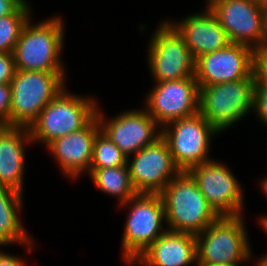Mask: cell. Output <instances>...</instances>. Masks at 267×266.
Instances as JSON below:
<instances>
[{"mask_svg":"<svg viewBox=\"0 0 267 266\" xmlns=\"http://www.w3.org/2000/svg\"><path fill=\"white\" fill-rule=\"evenodd\" d=\"M264 48H267V6L264 9Z\"/></svg>","mask_w":267,"mask_h":266,"instance_id":"cell-30","label":"cell"},{"mask_svg":"<svg viewBox=\"0 0 267 266\" xmlns=\"http://www.w3.org/2000/svg\"><path fill=\"white\" fill-rule=\"evenodd\" d=\"M15 72L13 52L0 53V84H10Z\"/></svg>","mask_w":267,"mask_h":266,"instance_id":"cell-26","label":"cell"},{"mask_svg":"<svg viewBox=\"0 0 267 266\" xmlns=\"http://www.w3.org/2000/svg\"><path fill=\"white\" fill-rule=\"evenodd\" d=\"M251 47L231 42L217 51L195 59V79L199 88L248 78L253 74Z\"/></svg>","mask_w":267,"mask_h":266,"instance_id":"cell-15","label":"cell"},{"mask_svg":"<svg viewBox=\"0 0 267 266\" xmlns=\"http://www.w3.org/2000/svg\"><path fill=\"white\" fill-rule=\"evenodd\" d=\"M0 266H26V264L25 261L17 255L13 256L8 252L1 251L0 249Z\"/></svg>","mask_w":267,"mask_h":266,"instance_id":"cell-28","label":"cell"},{"mask_svg":"<svg viewBox=\"0 0 267 266\" xmlns=\"http://www.w3.org/2000/svg\"><path fill=\"white\" fill-rule=\"evenodd\" d=\"M230 42L264 48V9L254 0H207Z\"/></svg>","mask_w":267,"mask_h":266,"instance_id":"cell-11","label":"cell"},{"mask_svg":"<svg viewBox=\"0 0 267 266\" xmlns=\"http://www.w3.org/2000/svg\"><path fill=\"white\" fill-rule=\"evenodd\" d=\"M20 5L17 0H0V18L12 14Z\"/></svg>","mask_w":267,"mask_h":266,"instance_id":"cell-29","label":"cell"},{"mask_svg":"<svg viewBox=\"0 0 267 266\" xmlns=\"http://www.w3.org/2000/svg\"><path fill=\"white\" fill-rule=\"evenodd\" d=\"M253 112L267 127V87L254 86Z\"/></svg>","mask_w":267,"mask_h":266,"instance_id":"cell-25","label":"cell"},{"mask_svg":"<svg viewBox=\"0 0 267 266\" xmlns=\"http://www.w3.org/2000/svg\"><path fill=\"white\" fill-rule=\"evenodd\" d=\"M130 205V206H129ZM121 207L129 206L122 238V260L130 266L162 234L165 208L161 194L137 193ZM165 228V229H164ZM162 229V230H161Z\"/></svg>","mask_w":267,"mask_h":266,"instance_id":"cell-6","label":"cell"},{"mask_svg":"<svg viewBox=\"0 0 267 266\" xmlns=\"http://www.w3.org/2000/svg\"><path fill=\"white\" fill-rule=\"evenodd\" d=\"M210 266H230V265L219 264V265H210Z\"/></svg>","mask_w":267,"mask_h":266,"instance_id":"cell-36","label":"cell"},{"mask_svg":"<svg viewBox=\"0 0 267 266\" xmlns=\"http://www.w3.org/2000/svg\"><path fill=\"white\" fill-rule=\"evenodd\" d=\"M260 182H261L260 185L262 188V192L265 194V196L267 198V175Z\"/></svg>","mask_w":267,"mask_h":266,"instance_id":"cell-33","label":"cell"},{"mask_svg":"<svg viewBox=\"0 0 267 266\" xmlns=\"http://www.w3.org/2000/svg\"><path fill=\"white\" fill-rule=\"evenodd\" d=\"M23 194L6 186H0V247L25 244L32 251L31 235L22 226L20 219ZM19 215V216H18Z\"/></svg>","mask_w":267,"mask_h":266,"instance_id":"cell-20","label":"cell"},{"mask_svg":"<svg viewBox=\"0 0 267 266\" xmlns=\"http://www.w3.org/2000/svg\"><path fill=\"white\" fill-rule=\"evenodd\" d=\"M30 5H20L12 14L0 18V53L13 52L23 27L31 17Z\"/></svg>","mask_w":267,"mask_h":266,"instance_id":"cell-22","label":"cell"},{"mask_svg":"<svg viewBox=\"0 0 267 266\" xmlns=\"http://www.w3.org/2000/svg\"><path fill=\"white\" fill-rule=\"evenodd\" d=\"M255 86L267 87V48L256 49L254 52Z\"/></svg>","mask_w":267,"mask_h":266,"instance_id":"cell-24","label":"cell"},{"mask_svg":"<svg viewBox=\"0 0 267 266\" xmlns=\"http://www.w3.org/2000/svg\"><path fill=\"white\" fill-rule=\"evenodd\" d=\"M205 7L203 13L186 16L179 22L174 23L169 20L181 34L194 59L231 43L217 16L207 5Z\"/></svg>","mask_w":267,"mask_h":266,"instance_id":"cell-17","label":"cell"},{"mask_svg":"<svg viewBox=\"0 0 267 266\" xmlns=\"http://www.w3.org/2000/svg\"><path fill=\"white\" fill-rule=\"evenodd\" d=\"M159 24L147 49L154 82L195 78V59L181 34L167 20Z\"/></svg>","mask_w":267,"mask_h":266,"instance_id":"cell-8","label":"cell"},{"mask_svg":"<svg viewBox=\"0 0 267 266\" xmlns=\"http://www.w3.org/2000/svg\"><path fill=\"white\" fill-rule=\"evenodd\" d=\"M243 215L220 216L196 235L197 266H241L251 257Z\"/></svg>","mask_w":267,"mask_h":266,"instance_id":"cell-3","label":"cell"},{"mask_svg":"<svg viewBox=\"0 0 267 266\" xmlns=\"http://www.w3.org/2000/svg\"><path fill=\"white\" fill-rule=\"evenodd\" d=\"M97 108L96 117L100 130L127 156L143 147L153 144L161 137V127L144 109L120 112L107 120L101 109ZM106 119V120H105Z\"/></svg>","mask_w":267,"mask_h":266,"instance_id":"cell-13","label":"cell"},{"mask_svg":"<svg viewBox=\"0 0 267 266\" xmlns=\"http://www.w3.org/2000/svg\"><path fill=\"white\" fill-rule=\"evenodd\" d=\"M195 262H197L196 235L167 230L133 264L188 266Z\"/></svg>","mask_w":267,"mask_h":266,"instance_id":"cell-19","label":"cell"},{"mask_svg":"<svg viewBox=\"0 0 267 266\" xmlns=\"http://www.w3.org/2000/svg\"><path fill=\"white\" fill-rule=\"evenodd\" d=\"M91 176L95 187L100 191L114 196L119 200V205L126 203L137 194L131 179L127 165L104 169H90L87 174Z\"/></svg>","mask_w":267,"mask_h":266,"instance_id":"cell-21","label":"cell"},{"mask_svg":"<svg viewBox=\"0 0 267 266\" xmlns=\"http://www.w3.org/2000/svg\"><path fill=\"white\" fill-rule=\"evenodd\" d=\"M147 94L145 108L161 128L199 113V85L195 78L156 82Z\"/></svg>","mask_w":267,"mask_h":266,"instance_id":"cell-12","label":"cell"},{"mask_svg":"<svg viewBox=\"0 0 267 266\" xmlns=\"http://www.w3.org/2000/svg\"><path fill=\"white\" fill-rule=\"evenodd\" d=\"M127 165V156L100 130L95 136L90 169Z\"/></svg>","mask_w":267,"mask_h":266,"instance_id":"cell-23","label":"cell"},{"mask_svg":"<svg viewBox=\"0 0 267 266\" xmlns=\"http://www.w3.org/2000/svg\"><path fill=\"white\" fill-rule=\"evenodd\" d=\"M259 219V223L262 226V228L264 229V231L267 233V214L263 216H261Z\"/></svg>","mask_w":267,"mask_h":266,"instance_id":"cell-31","label":"cell"},{"mask_svg":"<svg viewBox=\"0 0 267 266\" xmlns=\"http://www.w3.org/2000/svg\"><path fill=\"white\" fill-rule=\"evenodd\" d=\"M133 155L131 161L127 158V166L137 193L160 194L181 172L162 137Z\"/></svg>","mask_w":267,"mask_h":266,"instance_id":"cell-14","label":"cell"},{"mask_svg":"<svg viewBox=\"0 0 267 266\" xmlns=\"http://www.w3.org/2000/svg\"><path fill=\"white\" fill-rule=\"evenodd\" d=\"M96 103L95 98L72 94L65 87L29 127L32 142L47 146L54 139L85 127L96 116Z\"/></svg>","mask_w":267,"mask_h":266,"instance_id":"cell-5","label":"cell"},{"mask_svg":"<svg viewBox=\"0 0 267 266\" xmlns=\"http://www.w3.org/2000/svg\"><path fill=\"white\" fill-rule=\"evenodd\" d=\"M30 143L29 128L0 125V186L23 194L25 145Z\"/></svg>","mask_w":267,"mask_h":266,"instance_id":"cell-18","label":"cell"},{"mask_svg":"<svg viewBox=\"0 0 267 266\" xmlns=\"http://www.w3.org/2000/svg\"><path fill=\"white\" fill-rule=\"evenodd\" d=\"M256 3L266 7L267 6V0H254Z\"/></svg>","mask_w":267,"mask_h":266,"instance_id":"cell-34","label":"cell"},{"mask_svg":"<svg viewBox=\"0 0 267 266\" xmlns=\"http://www.w3.org/2000/svg\"><path fill=\"white\" fill-rule=\"evenodd\" d=\"M220 134L200 113L172 121L161 128L176 166L180 171L210 161L212 136Z\"/></svg>","mask_w":267,"mask_h":266,"instance_id":"cell-9","label":"cell"},{"mask_svg":"<svg viewBox=\"0 0 267 266\" xmlns=\"http://www.w3.org/2000/svg\"><path fill=\"white\" fill-rule=\"evenodd\" d=\"M99 131V122L95 116L85 127L56 138L46 146L62 174L76 179L90 172L93 145Z\"/></svg>","mask_w":267,"mask_h":266,"instance_id":"cell-16","label":"cell"},{"mask_svg":"<svg viewBox=\"0 0 267 266\" xmlns=\"http://www.w3.org/2000/svg\"><path fill=\"white\" fill-rule=\"evenodd\" d=\"M65 72L16 70L11 86L10 126L29 128L66 87Z\"/></svg>","mask_w":267,"mask_h":266,"instance_id":"cell-4","label":"cell"},{"mask_svg":"<svg viewBox=\"0 0 267 266\" xmlns=\"http://www.w3.org/2000/svg\"><path fill=\"white\" fill-rule=\"evenodd\" d=\"M255 76L199 88V113L225 132L253 112Z\"/></svg>","mask_w":267,"mask_h":266,"instance_id":"cell-7","label":"cell"},{"mask_svg":"<svg viewBox=\"0 0 267 266\" xmlns=\"http://www.w3.org/2000/svg\"><path fill=\"white\" fill-rule=\"evenodd\" d=\"M30 18L13 50L16 70L65 72L60 59L64 45V21L50 17L33 25Z\"/></svg>","mask_w":267,"mask_h":266,"instance_id":"cell-1","label":"cell"},{"mask_svg":"<svg viewBox=\"0 0 267 266\" xmlns=\"http://www.w3.org/2000/svg\"><path fill=\"white\" fill-rule=\"evenodd\" d=\"M160 194L167 230L197 235L220 217L187 171L176 175Z\"/></svg>","mask_w":267,"mask_h":266,"instance_id":"cell-2","label":"cell"},{"mask_svg":"<svg viewBox=\"0 0 267 266\" xmlns=\"http://www.w3.org/2000/svg\"><path fill=\"white\" fill-rule=\"evenodd\" d=\"M219 216H239L244 210L241 183L226 164L211 159L187 171Z\"/></svg>","mask_w":267,"mask_h":266,"instance_id":"cell-10","label":"cell"},{"mask_svg":"<svg viewBox=\"0 0 267 266\" xmlns=\"http://www.w3.org/2000/svg\"><path fill=\"white\" fill-rule=\"evenodd\" d=\"M21 5H30V3L28 2V0H17Z\"/></svg>","mask_w":267,"mask_h":266,"instance_id":"cell-35","label":"cell"},{"mask_svg":"<svg viewBox=\"0 0 267 266\" xmlns=\"http://www.w3.org/2000/svg\"><path fill=\"white\" fill-rule=\"evenodd\" d=\"M11 86L0 84V125L10 126Z\"/></svg>","mask_w":267,"mask_h":266,"instance_id":"cell-27","label":"cell"},{"mask_svg":"<svg viewBox=\"0 0 267 266\" xmlns=\"http://www.w3.org/2000/svg\"><path fill=\"white\" fill-rule=\"evenodd\" d=\"M261 258V259H260ZM257 261L256 266H267V253L262 255Z\"/></svg>","mask_w":267,"mask_h":266,"instance_id":"cell-32","label":"cell"}]
</instances>
